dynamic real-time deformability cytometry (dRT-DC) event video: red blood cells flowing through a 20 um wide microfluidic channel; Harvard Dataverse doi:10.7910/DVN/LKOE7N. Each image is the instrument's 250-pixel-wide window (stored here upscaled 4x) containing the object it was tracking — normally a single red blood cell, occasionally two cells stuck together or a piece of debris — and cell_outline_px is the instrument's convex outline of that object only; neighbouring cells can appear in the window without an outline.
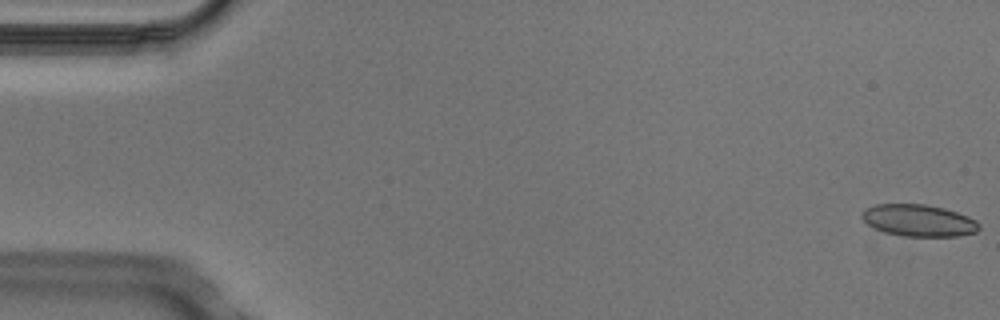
{"species": "Egyptian fruit bat (a non-hibernating species)", "species_latin": "Rousettus aegyptiacus", "temperature_condition": "cold", "stored_images_in_passage": 5, "segment_of_instrument_passage": [1, 2], "camera_frame_rate_fps": 3000, "um_per_image_px": 0.085, "animal": {"sex": "male"}, "frame": {"image": 1, "passage_image": 1, "time_ms": 0.0, "image_size_px": [1000, 320], "cell_outline_px": [[980, 228], [976, 232], [956, 236], [904, 236], [884, 232], [868, 224], [860, 216], [860, 212], [864, 208], [876, 204], [924, 204], [944, 208], [968, 216], [976, 220], [980, 224]], "centroid_in_image_um": [78.07, 18.73], "position_along_channel_um": 6.9, "area_um2": 21.79}}
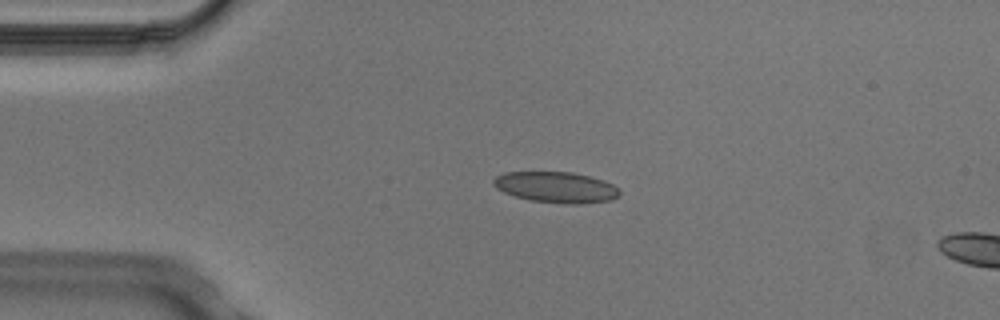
{"frame": {"image": 2, "passage_image": 4, "time_ms": 1.0, "image_size_px": [1000, 320], "cell_outline_px": [[620, 196], [612, 200], [580, 204], [564, 204], [532, 200], [516, 196], [504, 192], [496, 188], [492, 184], [492, 180], [496, 176], [504, 172], [572, 172], [604, 180], [612, 184], [620, 192]], "centroid_in_image_um": [47.27, 15.91], "position_along_channel_um": 37.7, "area_um2": 22.72}}